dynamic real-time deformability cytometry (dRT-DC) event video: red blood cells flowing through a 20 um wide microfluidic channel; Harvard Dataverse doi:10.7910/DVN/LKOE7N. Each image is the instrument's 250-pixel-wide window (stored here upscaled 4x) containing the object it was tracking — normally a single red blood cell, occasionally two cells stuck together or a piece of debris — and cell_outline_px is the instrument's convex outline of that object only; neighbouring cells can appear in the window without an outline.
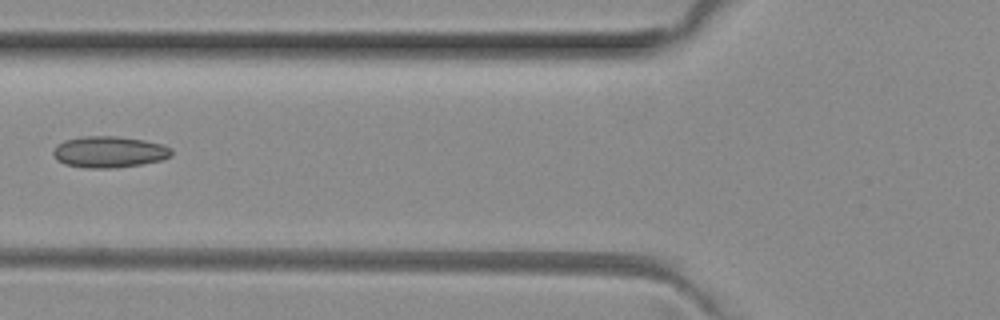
{"species": "common noctule bat (a hibernating species)", "species_latin": "Nyctalus noctula", "temperature_condition": "room temperature", "stored_images_in_passage": 5, "camera_frame_rate_fps": 3000, "um_per_image_px": 0.085, "animal": {"sex": "female", "body_mass_g": 29.2, "forearm_length_mm": 56.3}, "frame": {"image": 1, "passage_image": 5, "time_ms": 1.333, "image_size_px": [1000, 320], "cell_outline_px": [[172, 156], [160, 160], [140, 164], [112, 168], [88, 168], [64, 164], [56, 160], [52, 152], [56, 144], [64, 140], [80, 136], [116, 136], [144, 140], [160, 144], [172, 148]], "centroid_in_image_um": [9.23, 12.9], "position_along_channel_um": 116.6, "area_um2": 21.68}}